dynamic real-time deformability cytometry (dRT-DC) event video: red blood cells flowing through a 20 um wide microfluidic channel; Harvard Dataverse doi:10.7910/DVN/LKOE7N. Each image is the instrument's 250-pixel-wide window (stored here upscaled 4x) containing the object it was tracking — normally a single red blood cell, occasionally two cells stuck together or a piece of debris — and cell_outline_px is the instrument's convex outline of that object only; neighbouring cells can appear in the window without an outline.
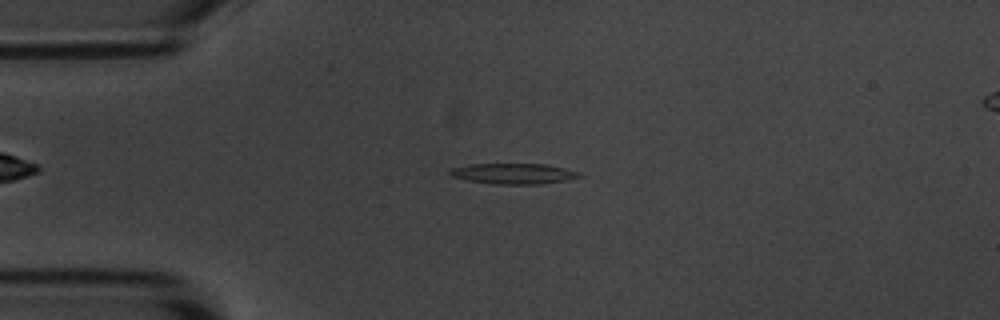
{"species": "common noctule bat (a hibernating species)", "species_latin": "Nyctalus noctula", "temperature_condition": "room temperature", "stored_images_in_passage": 54, "camera_frame_rate_fps": 3000, "um_per_image_px": 0.085, "animal": {"sex": "male", "body_mass_g": 20.1, "forearm_length_mm": 53.5}, "frame": {"image": 1, "passage_image": 12, "time_ms": 3.667, "image_size_px": [1000, 320], "cell_outline_px": [[584, 176], [568, 180], [540, 184], [496, 184], [468, 180], [452, 176], [448, 172], [452, 168], [468, 164], [548, 164], [580, 172]], "centroid_in_image_um": [43.7, 14.75], "position_along_channel_um": 41.3, "area_um2": 15.55}}
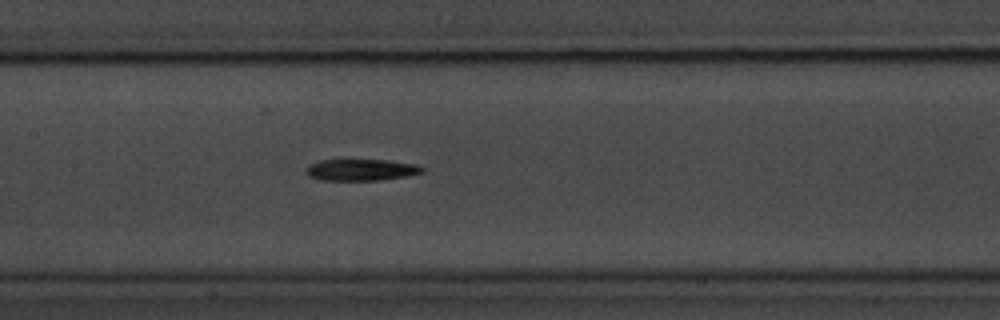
{"frame": {"image": 2, "passage_image": 25, "time_ms": 8.0, "image_size_px": [1000, 320], "cell_outline_px": [[424, 172], [404, 176], [380, 180], [320, 180], [308, 176], [304, 172], [308, 164], [320, 160], [388, 160], [416, 164], [424, 168]], "centroid_in_image_um": [30.65, 14.43], "position_along_channel_um": 176.8, "area_um2": 14.62}}
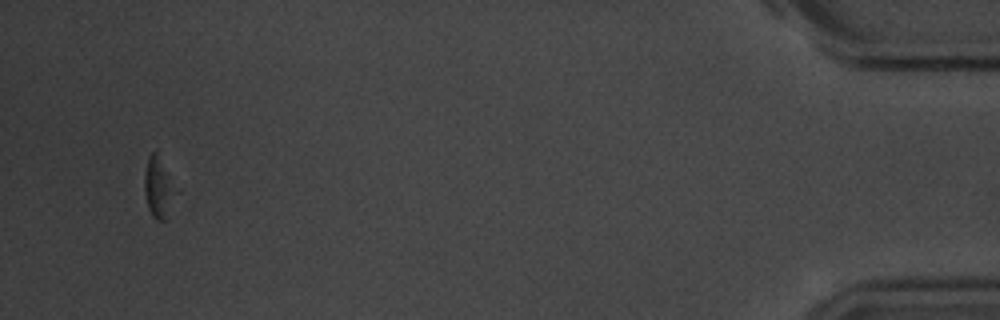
{"frame": {"image": 3, "passage_image": 52, "time_ms": 17.0, "image_size_px": [1000, 320], "cell_outline_px": [[180, 192], [164, 220], [156, 220], [152, 216], [148, 208], [144, 192], [144, 176], [148, 156], [156, 148], [180, 188]], "centroid_in_image_um": [13.55, 15.87], "position_along_channel_um": 421.7, "area_um2": 12.02}, "authors_computed_cell_mechanics": {"area_um2": 15.0858, "velocity_mm_per_s": 3.6053, "shape_relaxation_time_tau1_ms": 4.3917, "shape_relaxation_time_tau2_ms": null, "deformation_change_tau1": 0.1437, "deformation_change_tau2": null}}